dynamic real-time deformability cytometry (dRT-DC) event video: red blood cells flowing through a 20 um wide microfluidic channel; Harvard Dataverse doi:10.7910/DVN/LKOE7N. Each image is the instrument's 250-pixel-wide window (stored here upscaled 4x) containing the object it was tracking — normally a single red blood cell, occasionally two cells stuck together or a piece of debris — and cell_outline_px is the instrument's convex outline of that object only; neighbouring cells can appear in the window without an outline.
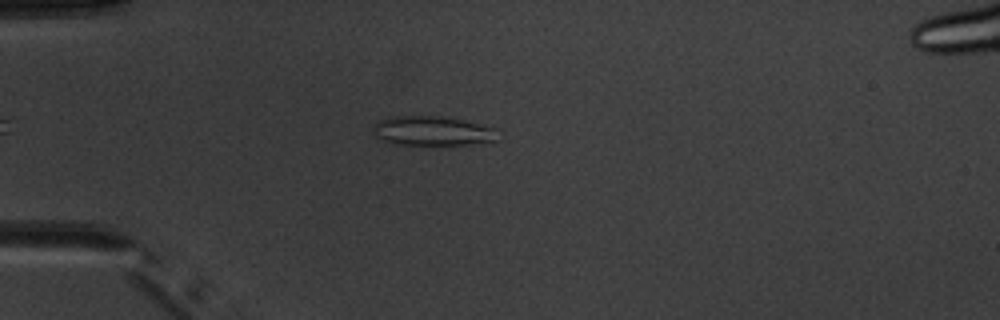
{"species": "common noctule bat (a hibernating species)", "species_latin": "Nyctalus noctula", "temperature_condition": "warm", "stored_images_in_passage": 4, "camera_frame_rate_fps": 3000, "um_per_image_px": 0.085, "animal": {"sex": "male", "body_mass_g": 20.1, "forearm_length_mm": 53.5}, "frame": {"image": 1, "passage_image": 4, "time_ms": 4.333, "image_size_px": [1000, 320], "cell_outline_px": [[496, 140], [464, 144], [400, 144], [384, 140], [376, 136], [372, 132], [372, 128], [380, 120], [392, 116], [440, 116], [464, 120], [496, 128]], "centroid_in_image_um": [36.73, 11.11], "position_along_channel_um": 48.3, "area_um2": 20.92}}